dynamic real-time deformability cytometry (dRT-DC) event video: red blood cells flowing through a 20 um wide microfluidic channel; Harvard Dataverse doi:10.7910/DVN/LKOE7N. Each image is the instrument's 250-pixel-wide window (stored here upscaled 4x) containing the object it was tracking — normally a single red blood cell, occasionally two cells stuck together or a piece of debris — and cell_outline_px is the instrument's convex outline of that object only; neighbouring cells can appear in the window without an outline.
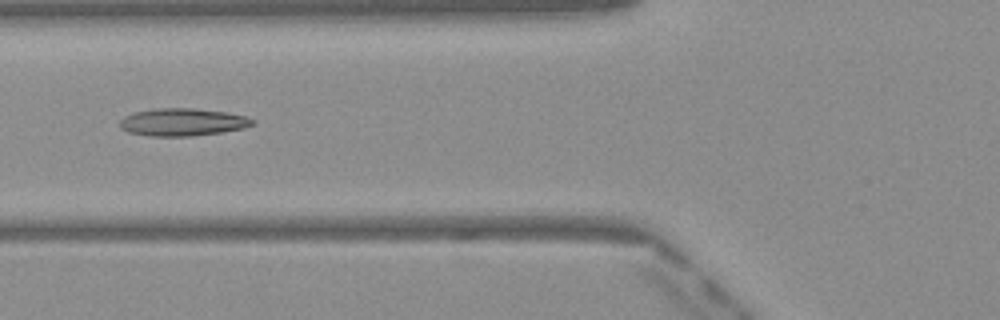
{"species": "Egyptian fruit bat (a non-hibernating species)", "species_latin": "Rousettus aegyptiacus", "temperature_condition": "warm", "stored_images_in_passage": 49, "camera_frame_rate_fps": 3000, "um_per_image_px": 0.085, "frame": {"image": 1, "passage_image": 19, "time_ms": 6.0, "image_size_px": [1000, 320], "cell_outline_px": [[256, 124], [244, 128], [220, 132], [192, 136], [152, 136], [128, 132], [120, 128], [120, 120], [124, 116], [132, 112], [152, 108], [192, 108], [224, 112], [244, 116], [256, 120]], "centroid_in_image_um": [15.49, 10.37], "position_along_channel_um": 110.3, "area_um2": 21.39}}
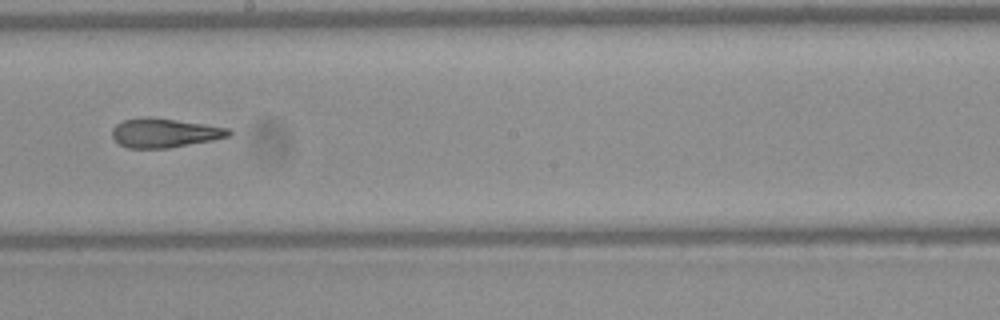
{"frame": {"image": 2, "passage_image": 28, "time_ms": 9.0, "image_size_px": [1000, 320], "cell_outline_px": [[232, 132], [228, 136], [212, 140], [168, 148], [128, 148], [120, 144], [112, 136], [112, 128], [116, 124], [124, 120], [144, 116], [148, 116], [204, 124], [228, 128]], "centroid_in_image_um": [13.95, 11.29], "position_along_channel_um": 234.3, "area_um2": 19.65}}
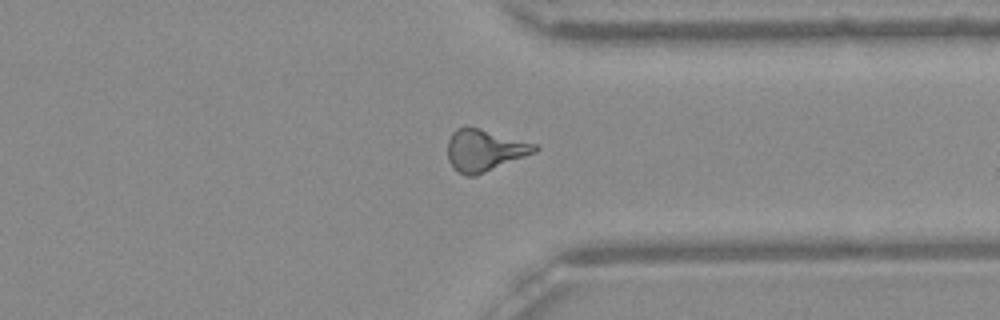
{"frame": {"image": 3, "passage_image": 38, "time_ms": 12.333, "image_size_px": [1000, 320], "cell_outline_px": [[540, 148], [536, 152], [476, 176], [468, 176], [452, 168], [448, 160], [448, 140], [452, 132], [456, 128], [464, 124], [480, 128], [536, 144]], "centroid_in_image_um": [41.16, 12.75], "position_along_channel_um": 370.2, "area_um2": 21.44}, "authors_computed_cell_mechanics": {"area_um2": 20.8658, "velocity_mm_per_s": 4.1215, "shape_relaxation_time_tau1_ms": null, "shape_relaxation_time_tau2_ms": 2.6775, "deformation_change_tau1": null, "deformation_change_tau2": 0.1383}}